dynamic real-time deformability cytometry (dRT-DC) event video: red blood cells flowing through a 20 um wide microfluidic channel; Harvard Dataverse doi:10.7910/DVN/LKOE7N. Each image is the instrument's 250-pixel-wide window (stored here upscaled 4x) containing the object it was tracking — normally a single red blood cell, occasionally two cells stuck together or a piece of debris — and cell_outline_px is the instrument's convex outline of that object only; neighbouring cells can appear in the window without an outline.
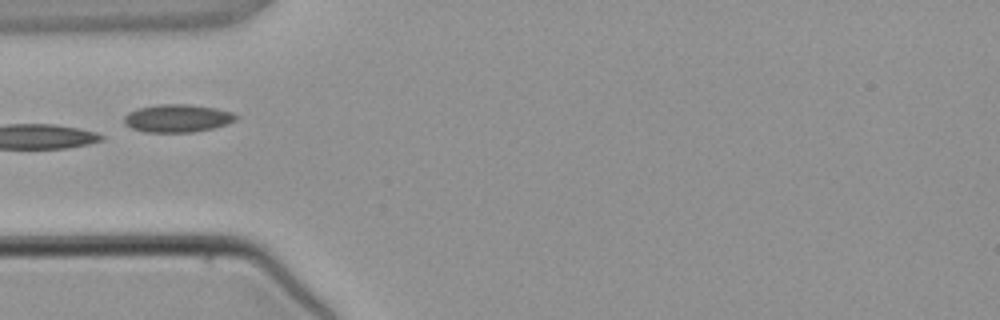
{"species": "common noctule bat (a hibernating species)", "species_latin": "Nyctalus noctula", "temperature_condition": "warm", "stored_images_in_passage": 4, "camera_frame_rate_fps": 3000, "um_per_image_px": 0.085, "animal": {"sex": "male", "body_mass_g": 21.5, "forearm_length_mm": 52.0}, "frame": {"image": 1, "passage_image": 4, "time_ms": 3.667, "image_size_px": [1000, 320], "cell_outline_px": [[240, 116], [236, 120], [212, 128], [192, 132], [144, 132], [132, 128], [124, 124], [124, 116], [128, 112], [136, 108], [160, 104], [188, 104], [216, 108], [232, 112]], "centroid_in_image_um": [15.06, 10.04], "position_along_channel_um": 69.9, "area_um2": 18.21}}